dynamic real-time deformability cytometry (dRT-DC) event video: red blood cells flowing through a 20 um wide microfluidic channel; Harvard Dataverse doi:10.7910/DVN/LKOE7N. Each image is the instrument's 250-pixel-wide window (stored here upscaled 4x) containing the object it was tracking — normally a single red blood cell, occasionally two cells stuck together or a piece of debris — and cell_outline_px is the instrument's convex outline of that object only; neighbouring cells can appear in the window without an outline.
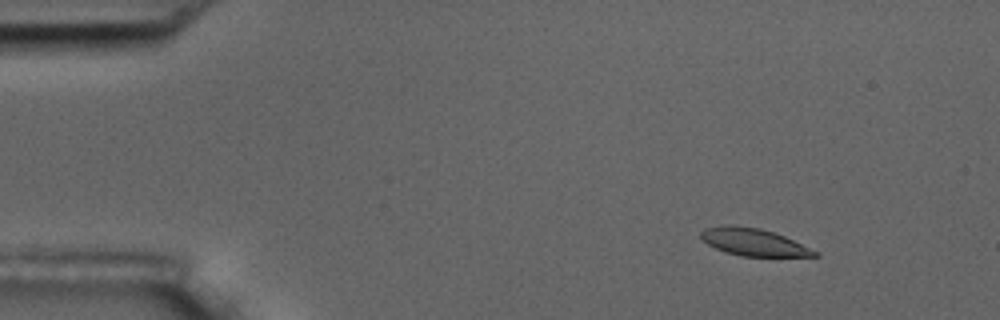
{"species": "common noctule bat (a hibernating species)", "species_latin": "Nyctalus noctula", "temperature_condition": "room temperature", "stored_images_in_passage": 4, "camera_frame_rate_fps": 3000, "um_per_image_px": 0.085, "animal": {"sex": "male", "body_mass_g": 17.5, "forearm_length_mm": 52.3}, "frame": {"image": 1, "passage_image": 2, "time_ms": 1.0, "image_size_px": [1000, 320], "cell_outline_px": [[820, 256], [740, 256], [724, 252], [708, 244], [700, 236], [700, 232], [704, 228], [728, 224], [732, 224], [760, 228], [784, 236], [820, 252]], "centroid_in_image_um": [64.04, 20.57], "position_along_channel_um": 21.0, "area_um2": 18.15}}